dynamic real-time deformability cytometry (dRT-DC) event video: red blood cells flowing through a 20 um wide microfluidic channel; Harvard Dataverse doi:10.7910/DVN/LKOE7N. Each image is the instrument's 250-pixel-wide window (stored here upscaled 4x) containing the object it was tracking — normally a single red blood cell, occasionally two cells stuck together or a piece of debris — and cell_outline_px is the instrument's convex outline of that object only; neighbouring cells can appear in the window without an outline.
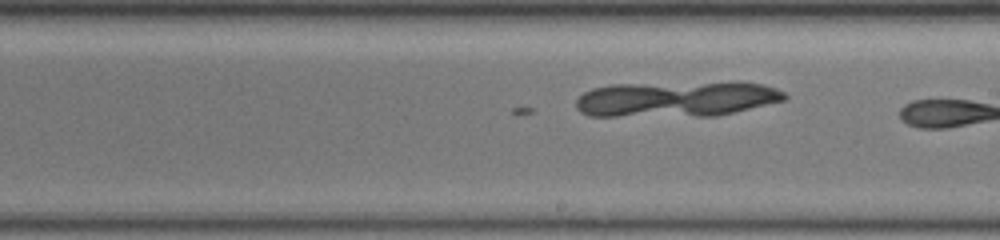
{"species": "common noctule bat (a hibernating species)", "species_latin": "Nyctalus noctula", "temperature_condition": "warm", "stored_images_in_passage": 31, "camera_frame_rate_fps": 3000, "um_per_image_px": 0.085, "animal": {"sex": "female", "body_mass_g": 19.5, "forearm_length_mm": 54.1}, "frame": {"image": 1, "passage_image": 31, "time_ms": 10.0, "image_size_px": [1000, 240], "cell_outline_px": [[788, 96], [784, 100], [716, 116], [588, 116], [580, 112], [576, 108], [576, 100], [584, 92], [592, 88], [612, 84], [732, 80], [740, 80], [764, 84], [776, 88], [784, 92]], "centroid_in_image_um": [57.52, 8.38], "position_along_channel_um": 231.5, "area_um2": 44.45}}